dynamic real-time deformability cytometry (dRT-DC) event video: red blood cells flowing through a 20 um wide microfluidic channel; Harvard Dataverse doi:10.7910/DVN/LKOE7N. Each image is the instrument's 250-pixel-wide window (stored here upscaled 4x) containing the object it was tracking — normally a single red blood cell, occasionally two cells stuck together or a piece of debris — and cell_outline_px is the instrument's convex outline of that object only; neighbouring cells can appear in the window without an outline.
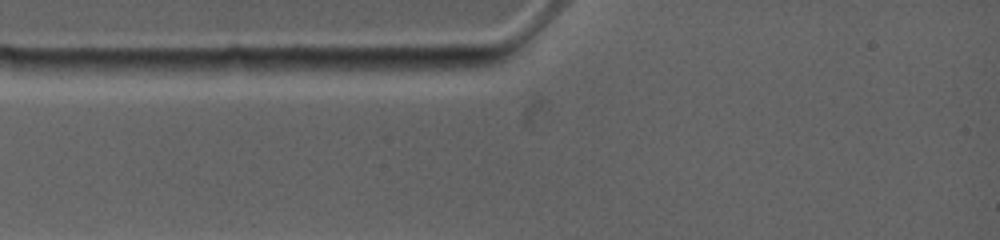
{"species": "common noctule bat (a hibernating species)", "species_latin": "Nyctalus noctula", "temperature_condition": "warm", "stored_images_in_passage": 1, "camera_frame_rate_fps": 4500, "um_per_image_px": 0.085, "animal": {"sex": "female", "body_mass_g": 19.0, "forearm_length_mm": 53.3}, "frame": {"image": 1, "passage_image": 1, "time_ms": 0.0, "image_size_px": [1000, 240], "cell_outline_px": [[964, 144], [940, 204], [920, 188], [876, 144], [880, 136], [956, 124]], "centroid_in_image_um": [78.7, 13.28], "position_along_channel_um": 6.3, "area_um2": 28.09}}